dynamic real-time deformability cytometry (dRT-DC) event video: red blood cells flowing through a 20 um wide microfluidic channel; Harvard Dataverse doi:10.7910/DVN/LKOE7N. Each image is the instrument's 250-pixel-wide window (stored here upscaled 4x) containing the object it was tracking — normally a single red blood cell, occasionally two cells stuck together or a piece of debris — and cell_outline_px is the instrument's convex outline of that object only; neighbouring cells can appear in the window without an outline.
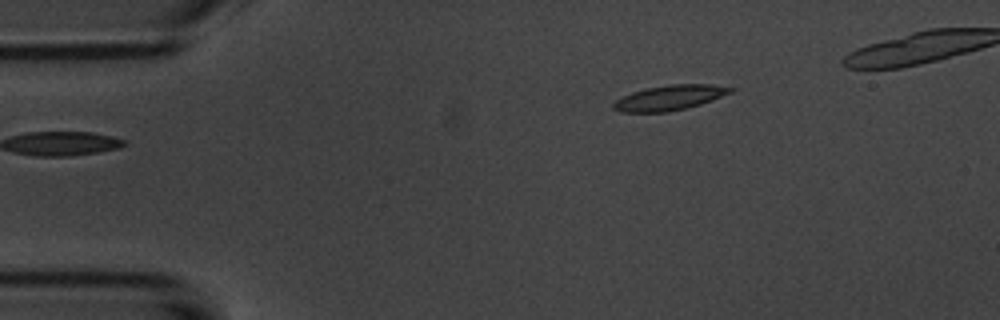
{"species": "common noctule bat (a hibernating species)", "species_latin": "Nyctalus noctula", "temperature_condition": "room temperature", "stored_images_in_passage": 5, "camera_frame_rate_fps": 3000, "um_per_image_px": 0.085, "animal": {"sex": "male", "body_mass_g": 20.1, "forearm_length_mm": 53.5}, "frame": {"image": 1, "passage_image": 5, "time_ms": 5.333, "image_size_px": [1000, 320], "cell_outline_px": [[736, 88], [732, 92], [712, 100], [700, 104], [668, 112], [620, 112], [612, 108], [612, 104], [616, 100], [632, 92], [648, 88], [672, 84], [708, 84]], "centroid_in_image_um": [56.91, 8.31], "position_along_channel_um": 28.1, "area_um2": 16.88}}